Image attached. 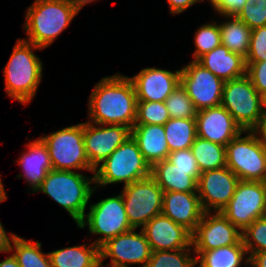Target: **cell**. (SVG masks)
<instances>
[{
    "label": "cell",
    "instance_id": "1",
    "mask_svg": "<svg viewBox=\"0 0 266 267\" xmlns=\"http://www.w3.org/2000/svg\"><path fill=\"white\" fill-rule=\"evenodd\" d=\"M137 97L128 76L116 73L105 76L97 84L88 102L89 122L102 125L132 127L137 115Z\"/></svg>",
    "mask_w": 266,
    "mask_h": 267
},
{
    "label": "cell",
    "instance_id": "2",
    "mask_svg": "<svg viewBox=\"0 0 266 267\" xmlns=\"http://www.w3.org/2000/svg\"><path fill=\"white\" fill-rule=\"evenodd\" d=\"M69 0H35L27 8L24 29L29 43L47 48L65 30L80 12Z\"/></svg>",
    "mask_w": 266,
    "mask_h": 267
},
{
    "label": "cell",
    "instance_id": "3",
    "mask_svg": "<svg viewBox=\"0 0 266 267\" xmlns=\"http://www.w3.org/2000/svg\"><path fill=\"white\" fill-rule=\"evenodd\" d=\"M37 49L43 48L19 38L3 69L5 92L12 100L26 106L36 95L42 80L43 63L33 52Z\"/></svg>",
    "mask_w": 266,
    "mask_h": 267
},
{
    "label": "cell",
    "instance_id": "4",
    "mask_svg": "<svg viewBox=\"0 0 266 267\" xmlns=\"http://www.w3.org/2000/svg\"><path fill=\"white\" fill-rule=\"evenodd\" d=\"M94 176L76 171L50 170L36 192H43L64 208L75 223L85 217L86 207L95 189Z\"/></svg>",
    "mask_w": 266,
    "mask_h": 267
},
{
    "label": "cell",
    "instance_id": "5",
    "mask_svg": "<svg viewBox=\"0 0 266 267\" xmlns=\"http://www.w3.org/2000/svg\"><path fill=\"white\" fill-rule=\"evenodd\" d=\"M151 175L137 142L130 136L94 170L95 187L124 183L128 185Z\"/></svg>",
    "mask_w": 266,
    "mask_h": 267
},
{
    "label": "cell",
    "instance_id": "6",
    "mask_svg": "<svg viewBox=\"0 0 266 267\" xmlns=\"http://www.w3.org/2000/svg\"><path fill=\"white\" fill-rule=\"evenodd\" d=\"M221 106L243 131H256L262 125L261 95L246 74L224 83Z\"/></svg>",
    "mask_w": 266,
    "mask_h": 267
},
{
    "label": "cell",
    "instance_id": "7",
    "mask_svg": "<svg viewBox=\"0 0 266 267\" xmlns=\"http://www.w3.org/2000/svg\"><path fill=\"white\" fill-rule=\"evenodd\" d=\"M225 147L226 166L240 180L266 182V151L256 131H243Z\"/></svg>",
    "mask_w": 266,
    "mask_h": 267
},
{
    "label": "cell",
    "instance_id": "8",
    "mask_svg": "<svg viewBox=\"0 0 266 267\" xmlns=\"http://www.w3.org/2000/svg\"><path fill=\"white\" fill-rule=\"evenodd\" d=\"M47 146L53 170H87L94 168L87 158L83 140V122L39 137Z\"/></svg>",
    "mask_w": 266,
    "mask_h": 267
},
{
    "label": "cell",
    "instance_id": "9",
    "mask_svg": "<svg viewBox=\"0 0 266 267\" xmlns=\"http://www.w3.org/2000/svg\"><path fill=\"white\" fill-rule=\"evenodd\" d=\"M89 209L78 228L88 225L90 234L101 235L93 241L99 248L109 239L134 229L128 221L121 193L90 204Z\"/></svg>",
    "mask_w": 266,
    "mask_h": 267
},
{
    "label": "cell",
    "instance_id": "10",
    "mask_svg": "<svg viewBox=\"0 0 266 267\" xmlns=\"http://www.w3.org/2000/svg\"><path fill=\"white\" fill-rule=\"evenodd\" d=\"M121 195L128 221L134 229L142 228L162 212L163 190L151 175L123 186Z\"/></svg>",
    "mask_w": 266,
    "mask_h": 267
},
{
    "label": "cell",
    "instance_id": "11",
    "mask_svg": "<svg viewBox=\"0 0 266 267\" xmlns=\"http://www.w3.org/2000/svg\"><path fill=\"white\" fill-rule=\"evenodd\" d=\"M221 213L242 232L254 220L266 215V182L240 180Z\"/></svg>",
    "mask_w": 266,
    "mask_h": 267
},
{
    "label": "cell",
    "instance_id": "12",
    "mask_svg": "<svg viewBox=\"0 0 266 267\" xmlns=\"http://www.w3.org/2000/svg\"><path fill=\"white\" fill-rule=\"evenodd\" d=\"M151 252L143 230L137 233L136 229H132L109 239L100 247V262L104 263V259L110 258L111 263L107 267H129L136 264L144 267Z\"/></svg>",
    "mask_w": 266,
    "mask_h": 267
},
{
    "label": "cell",
    "instance_id": "13",
    "mask_svg": "<svg viewBox=\"0 0 266 267\" xmlns=\"http://www.w3.org/2000/svg\"><path fill=\"white\" fill-rule=\"evenodd\" d=\"M224 83L196 60L181 68V84L197 111L221 105Z\"/></svg>",
    "mask_w": 266,
    "mask_h": 267
},
{
    "label": "cell",
    "instance_id": "14",
    "mask_svg": "<svg viewBox=\"0 0 266 267\" xmlns=\"http://www.w3.org/2000/svg\"><path fill=\"white\" fill-rule=\"evenodd\" d=\"M130 136L131 128L127 126L83 123V140L90 165L95 169Z\"/></svg>",
    "mask_w": 266,
    "mask_h": 267
},
{
    "label": "cell",
    "instance_id": "15",
    "mask_svg": "<svg viewBox=\"0 0 266 267\" xmlns=\"http://www.w3.org/2000/svg\"><path fill=\"white\" fill-rule=\"evenodd\" d=\"M239 181L227 166L200 173L197 193L204 212H221L230 202Z\"/></svg>",
    "mask_w": 266,
    "mask_h": 267
},
{
    "label": "cell",
    "instance_id": "16",
    "mask_svg": "<svg viewBox=\"0 0 266 267\" xmlns=\"http://www.w3.org/2000/svg\"><path fill=\"white\" fill-rule=\"evenodd\" d=\"M241 231L221 212H204L196 230L192 233L193 251L213 250L237 244Z\"/></svg>",
    "mask_w": 266,
    "mask_h": 267
},
{
    "label": "cell",
    "instance_id": "17",
    "mask_svg": "<svg viewBox=\"0 0 266 267\" xmlns=\"http://www.w3.org/2000/svg\"><path fill=\"white\" fill-rule=\"evenodd\" d=\"M151 251L193 249L192 233L162 213L142 228Z\"/></svg>",
    "mask_w": 266,
    "mask_h": 267
},
{
    "label": "cell",
    "instance_id": "18",
    "mask_svg": "<svg viewBox=\"0 0 266 267\" xmlns=\"http://www.w3.org/2000/svg\"><path fill=\"white\" fill-rule=\"evenodd\" d=\"M129 79L133 83L138 101L165 102L181 83V68L171 72L156 67H147Z\"/></svg>",
    "mask_w": 266,
    "mask_h": 267
},
{
    "label": "cell",
    "instance_id": "19",
    "mask_svg": "<svg viewBox=\"0 0 266 267\" xmlns=\"http://www.w3.org/2000/svg\"><path fill=\"white\" fill-rule=\"evenodd\" d=\"M197 136L216 144L226 146L243 132L231 114L223 107H211L197 111Z\"/></svg>",
    "mask_w": 266,
    "mask_h": 267
},
{
    "label": "cell",
    "instance_id": "20",
    "mask_svg": "<svg viewBox=\"0 0 266 267\" xmlns=\"http://www.w3.org/2000/svg\"><path fill=\"white\" fill-rule=\"evenodd\" d=\"M175 223L193 233L204 210L197 192H163L162 212Z\"/></svg>",
    "mask_w": 266,
    "mask_h": 267
},
{
    "label": "cell",
    "instance_id": "21",
    "mask_svg": "<svg viewBox=\"0 0 266 267\" xmlns=\"http://www.w3.org/2000/svg\"><path fill=\"white\" fill-rule=\"evenodd\" d=\"M27 150L21 154L16 163L22 167L23 174L17 178H24L30 186L32 193L41 186L50 170H53L47 146L38 138L27 145Z\"/></svg>",
    "mask_w": 266,
    "mask_h": 267
},
{
    "label": "cell",
    "instance_id": "22",
    "mask_svg": "<svg viewBox=\"0 0 266 267\" xmlns=\"http://www.w3.org/2000/svg\"><path fill=\"white\" fill-rule=\"evenodd\" d=\"M196 61L224 82L246 74L245 57L231 52L222 44L203 54Z\"/></svg>",
    "mask_w": 266,
    "mask_h": 267
},
{
    "label": "cell",
    "instance_id": "23",
    "mask_svg": "<svg viewBox=\"0 0 266 267\" xmlns=\"http://www.w3.org/2000/svg\"><path fill=\"white\" fill-rule=\"evenodd\" d=\"M131 136L137 142L141 154L150 167L168 159L170 151L164 125L134 124Z\"/></svg>",
    "mask_w": 266,
    "mask_h": 267
},
{
    "label": "cell",
    "instance_id": "24",
    "mask_svg": "<svg viewBox=\"0 0 266 267\" xmlns=\"http://www.w3.org/2000/svg\"><path fill=\"white\" fill-rule=\"evenodd\" d=\"M200 171H183L165 159L151 167V176L163 192H197Z\"/></svg>",
    "mask_w": 266,
    "mask_h": 267
},
{
    "label": "cell",
    "instance_id": "25",
    "mask_svg": "<svg viewBox=\"0 0 266 267\" xmlns=\"http://www.w3.org/2000/svg\"><path fill=\"white\" fill-rule=\"evenodd\" d=\"M52 267H104L100 248L94 243L57 249L49 252Z\"/></svg>",
    "mask_w": 266,
    "mask_h": 267
},
{
    "label": "cell",
    "instance_id": "26",
    "mask_svg": "<svg viewBox=\"0 0 266 267\" xmlns=\"http://www.w3.org/2000/svg\"><path fill=\"white\" fill-rule=\"evenodd\" d=\"M193 252L199 267H241L244 257L248 255L242 239L231 246Z\"/></svg>",
    "mask_w": 266,
    "mask_h": 267
},
{
    "label": "cell",
    "instance_id": "27",
    "mask_svg": "<svg viewBox=\"0 0 266 267\" xmlns=\"http://www.w3.org/2000/svg\"><path fill=\"white\" fill-rule=\"evenodd\" d=\"M222 17L229 19L225 22H219L221 44L231 52L246 58L250 47L252 29L236 16Z\"/></svg>",
    "mask_w": 266,
    "mask_h": 267
},
{
    "label": "cell",
    "instance_id": "28",
    "mask_svg": "<svg viewBox=\"0 0 266 267\" xmlns=\"http://www.w3.org/2000/svg\"><path fill=\"white\" fill-rule=\"evenodd\" d=\"M164 129L170 153L191 149L197 137L195 118H170L164 124Z\"/></svg>",
    "mask_w": 266,
    "mask_h": 267
},
{
    "label": "cell",
    "instance_id": "29",
    "mask_svg": "<svg viewBox=\"0 0 266 267\" xmlns=\"http://www.w3.org/2000/svg\"><path fill=\"white\" fill-rule=\"evenodd\" d=\"M11 251L20 267H52L49 254L42 252L38 240L33 242L15 234L10 243Z\"/></svg>",
    "mask_w": 266,
    "mask_h": 267
},
{
    "label": "cell",
    "instance_id": "30",
    "mask_svg": "<svg viewBox=\"0 0 266 267\" xmlns=\"http://www.w3.org/2000/svg\"><path fill=\"white\" fill-rule=\"evenodd\" d=\"M191 151L200 172L226 167V147L206 139L196 137Z\"/></svg>",
    "mask_w": 266,
    "mask_h": 267
},
{
    "label": "cell",
    "instance_id": "31",
    "mask_svg": "<svg viewBox=\"0 0 266 267\" xmlns=\"http://www.w3.org/2000/svg\"><path fill=\"white\" fill-rule=\"evenodd\" d=\"M193 249L152 251L144 267H194L196 258L191 256Z\"/></svg>",
    "mask_w": 266,
    "mask_h": 267
},
{
    "label": "cell",
    "instance_id": "32",
    "mask_svg": "<svg viewBox=\"0 0 266 267\" xmlns=\"http://www.w3.org/2000/svg\"><path fill=\"white\" fill-rule=\"evenodd\" d=\"M170 118H195L197 109L186 89L180 83L165 100Z\"/></svg>",
    "mask_w": 266,
    "mask_h": 267
},
{
    "label": "cell",
    "instance_id": "33",
    "mask_svg": "<svg viewBox=\"0 0 266 267\" xmlns=\"http://www.w3.org/2000/svg\"><path fill=\"white\" fill-rule=\"evenodd\" d=\"M195 52L192 54L197 60L203 54L212 51L221 44L219 23L210 22L197 29L194 35Z\"/></svg>",
    "mask_w": 266,
    "mask_h": 267
},
{
    "label": "cell",
    "instance_id": "34",
    "mask_svg": "<svg viewBox=\"0 0 266 267\" xmlns=\"http://www.w3.org/2000/svg\"><path fill=\"white\" fill-rule=\"evenodd\" d=\"M170 119L164 102L138 101L135 124L164 125Z\"/></svg>",
    "mask_w": 266,
    "mask_h": 267
},
{
    "label": "cell",
    "instance_id": "35",
    "mask_svg": "<svg viewBox=\"0 0 266 267\" xmlns=\"http://www.w3.org/2000/svg\"><path fill=\"white\" fill-rule=\"evenodd\" d=\"M241 236L248 256L266 251V215L254 220L242 231Z\"/></svg>",
    "mask_w": 266,
    "mask_h": 267
},
{
    "label": "cell",
    "instance_id": "36",
    "mask_svg": "<svg viewBox=\"0 0 266 267\" xmlns=\"http://www.w3.org/2000/svg\"><path fill=\"white\" fill-rule=\"evenodd\" d=\"M236 17L250 29L266 26V0H246Z\"/></svg>",
    "mask_w": 266,
    "mask_h": 267
},
{
    "label": "cell",
    "instance_id": "37",
    "mask_svg": "<svg viewBox=\"0 0 266 267\" xmlns=\"http://www.w3.org/2000/svg\"><path fill=\"white\" fill-rule=\"evenodd\" d=\"M246 62L266 61V26L252 29Z\"/></svg>",
    "mask_w": 266,
    "mask_h": 267
},
{
    "label": "cell",
    "instance_id": "38",
    "mask_svg": "<svg viewBox=\"0 0 266 267\" xmlns=\"http://www.w3.org/2000/svg\"><path fill=\"white\" fill-rule=\"evenodd\" d=\"M246 75L259 94L266 90V61L246 62Z\"/></svg>",
    "mask_w": 266,
    "mask_h": 267
},
{
    "label": "cell",
    "instance_id": "39",
    "mask_svg": "<svg viewBox=\"0 0 266 267\" xmlns=\"http://www.w3.org/2000/svg\"><path fill=\"white\" fill-rule=\"evenodd\" d=\"M168 160L183 171H200L191 149L171 152Z\"/></svg>",
    "mask_w": 266,
    "mask_h": 267
},
{
    "label": "cell",
    "instance_id": "40",
    "mask_svg": "<svg viewBox=\"0 0 266 267\" xmlns=\"http://www.w3.org/2000/svg\"><path fill=\"white\" fill-rule=\"evenodd\" d=\"M212 8L222 16H236L246 0H208Z\"/></svg>",
    "mask_w": 266,
    "mask_h": 267
},
{
    "label": "cell",
    "instance_id": "41",
    "mask_svg": "<svg viewBox=\"0 0 266 267\" xmlns=\"http://www.w3.org/2000/svg\"><path fill=\"white\" fill-rule=\"evenodd\" d=\"M201 1L203 0H167L170 13L172 15L180 14L186 9H188L190 6H193L194 4Z\"/></svg>",
    "mask_w": 266,
    "mask_h": 267
},
{
    "label": "cell",
    "instance_id": "42",
    "mask_svg": "<svg viewBox=\"0 0 266 267\" xmlns=\"http://www.w3.org/2000/svg\"><path fill=\"white\" fill-rule=\"evenodd\" d=\"M243 264L251 267H266V251L252 253L250 256L245 257Z\"/></svg>",
    "mask_w": 266,
    "mask_h": 267
},
{
    "label": "cell",
    "instance_id": "43",
    "mask_svg": "<svg viewBox=\"0 0 266 267\" xmlns=\"http://www.w3.org/2000/svg\"><path fill=\"white\" fill-rule=\"evenodd\" d=\"M14 235V233H10L8 236L3 225L0 222V253H10V243Z\"/></svg>",
    "mask_w": 266,
    "mask_h": 267
},
{
    "label": "cell",
    "instance_id": "44",
    "mask_svg": "<svg viewBox=\"0 0 266 267\" xmlns=\"http://www.w3.org/2000/svg\"><path fill=\"white\" fill-rule=\"evenodd\" d=\"M0 267H20L16 258L11 254L0 262Z\"/></svg>",
    "mask_w": 266,
    "mask_h": 267
},
{
    "label": "cell",
    "instance_id": "45",
    "mask_svg": "<svg viewBox=\"0 0 266 267\" xmlns=\"http://www.w3.org/2000/svg\"><path fill=\"white\" fill-rule=\"evenodd\" d=\"M71 3L76 4L80 9L83 8L84 5L95 2L96 0H69Z\"/></svg>",
    "mask_w": 266,
    "mask_h": 267
},
{
    "label": "cell",
    "instance_id": "46",
    "mask_svg": "<svg viewBox=\"0 0 266 267\" xmlns=\"http://www.w3.org/2000/svg\"><path fill=\"white\" fill-rule=\"evenodd\" d=\"M8 199L0 175V203Z\"/></svg>",
    "mask_w": 266,
    "mask_h": 267
},
{
    "label": "cell",
    "instance_id": "47",
    "mask_svg": "<svg viewBox=\"0 0 266 267\" xmlns=\"http://www.w3.org/2000/svg\"><path fill=\"white\" fill-rule=\"evenodd\" d=\"M260 95H261V106H262V110L265 113L266 112V90L263 91Z\"/></svg>",
    "mask_w": 266,
    "mask_h": 267
},
{
    "label": "cell",
    "instance_id": "48",
    "mask_svg": "<svg viewBox=\"0 0 266 267\" xmlns=\"http://www.w3.org/2000/svg\"><path fill=\"white\" fill-rule=\"evenodd\" d=\"M256 132H266V112L264 113L262 125L256 130Z\"/></svg>",
    "mask_w": 266,
    "mask_h": 267
},
{
    "label": "cell",
    "instance_id": "49",
    "mask_svg": "<svg viewBox=\"0 0 266 267\" xmlns=\"http://www.w3.org/2000/svg\"><path fill=\"white\" fill-rule=\"evenodd\" d=\"M257 134L259 136L261 135L260 139H261L263 147H264V149L266 151V132H257Z\"/></svg>",
    "mask_w": 266,
    "mask_h": 267
}]
</instances>
